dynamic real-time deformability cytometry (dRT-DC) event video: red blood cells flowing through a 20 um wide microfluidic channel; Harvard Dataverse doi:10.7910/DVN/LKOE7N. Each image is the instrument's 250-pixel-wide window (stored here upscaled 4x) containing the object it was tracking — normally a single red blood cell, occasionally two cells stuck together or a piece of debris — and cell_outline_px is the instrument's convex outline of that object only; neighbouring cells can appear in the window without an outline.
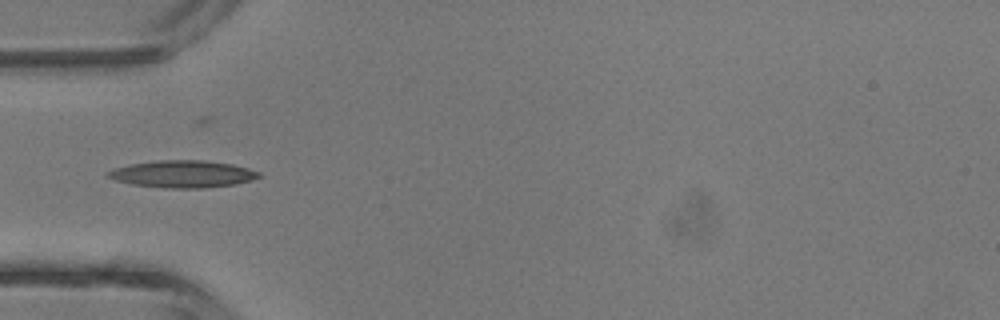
{"species": "common noctule bat (a hibernating species)", "species_latin": "Nyctalus noctula", "temperature_condition": "room temperature", "stored_images_in_passage": 43, "camera_frame_rate_fps": 3000, "um_per_image_px": 0.085, "animal": {"sex": "male", "body_mass_g": 13.3}, "frame": {"image": 1, "passage_image": 13, "time_ms": 4.0, "image_size_px": [1000, 320], "cell_outline_px": [[264, 176], [252, 180], [236, 184], [204, 188], [164, 188], [132, 184], [116, 180], [104, 176], [104, 172], [112, 168], [128, 164], [156, 160], [204, 160], [232, 164], [248, 168], [260, 172]], "centroid_in_image_um": [15.5, 14.79], "position_along_channel_um": 69.5, "area_um2": 24.28}}
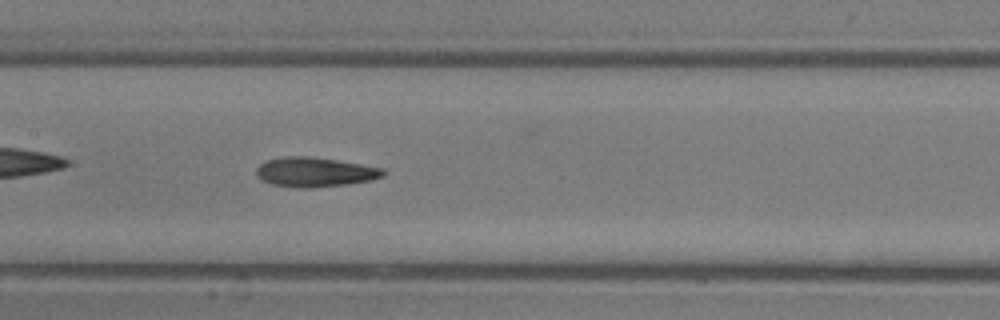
{"frame": {"image": 2, "passage_image": 20, "time_ms": 6.333, "image_size_px": [1000, 320], "cell_outline_px": [[388, 172], [384, 176], [372, 180], [348, 184], [312, 188], [296, 188], [272, 184], [260, 180], [256, 176], [256, 168], [260, 164], [268, 160], [284, 156], [308, 156], [336, 160], [384, 168]], "centroid_in_image_um": [26.77, 14.63], "position_along_channel_um": 180.6, "area_um2": 22.08}}
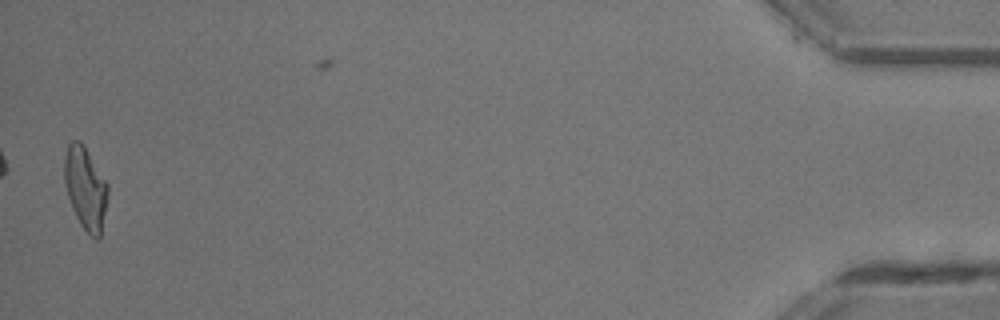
{"frame": {"image": 3, "passage_image": 42, "time_ms": 13.667, "image_size_px": [1000, 320], "cell_outline_px": [[108, 196], [100, 236], [96, 240], [80, 224], [72, 208], [64, 184], [64, 160], [68, 144], [72, 140], [80, 140], [84, 144], [108, 184]], "centroid_in_image_um": [7.26, 15.96], "position_along_channel_um": 427.9, "area_um2": 20.87}, "authors_computed_cell_mechanics": {"area_um2": 20.9814, "velocity_mm_per_s": 4.7118, "shape_relaxation_time_tau1_ms": 4.844, "shape_relaxation_time_tau2_ms": 3.3114, "deformation_change_tau1": 0.1813, "deformation_change_tau2": 0.1341}}